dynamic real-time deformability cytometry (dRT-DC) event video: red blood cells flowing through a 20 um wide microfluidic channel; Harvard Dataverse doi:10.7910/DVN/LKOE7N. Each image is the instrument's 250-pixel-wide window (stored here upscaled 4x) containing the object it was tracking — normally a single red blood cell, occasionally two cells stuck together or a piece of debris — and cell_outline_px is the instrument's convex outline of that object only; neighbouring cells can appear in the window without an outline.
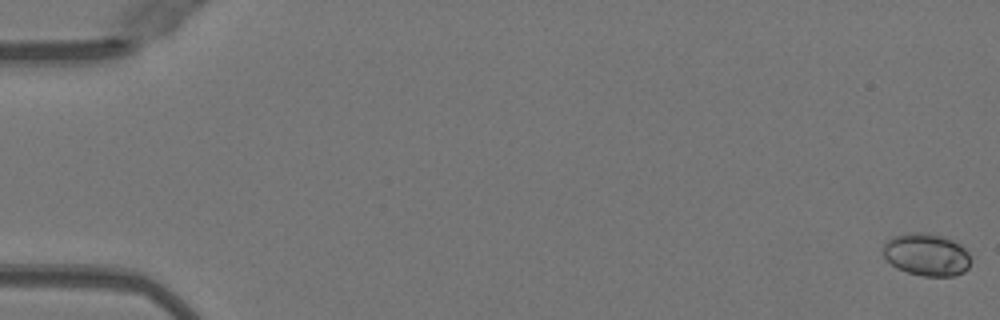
{"species": "Egyptian fruit bat (a non-hibernating species)", "species_latin": "Rousettus aegyptiacus", "temperature_condition": "warm", "stored_images_in_passage": 19, "camera_frame_rate_fps": 3000, "um_per_image_px": 0.085, "animal": {"sex": "female"}, "frame": {"image": 1, "passage_image": 1, "time_ms": 0.0, "image_size_px": [1000, 320], "cell_outline_px": [[972, 260], [968, 268], [964, 272], [956, 276], [924, 276], [908, 272], [896, 268], [884, 256], [884, 244], [892, 236], [912, 232], [920, 232], [944, 236], [960, 244], [968, 252]], "centroid_in_image_um": [78.79, 21.64], "position_along_channel_um": 6.2, "area_um2": 21.73}}
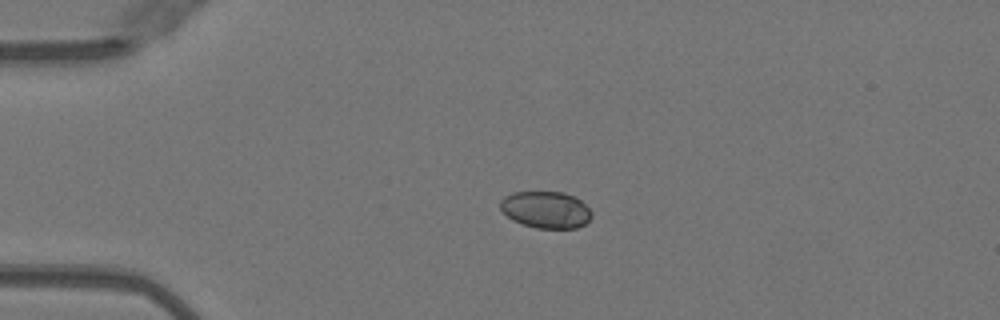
{"frame": {"image": 2, "passage_image": 13, "time_ms": 4.0, "image_size_px": [1000, 320], "cell_outline_px": [[592, 216], [584, 224], [576, 228], [536, 228], [512, 220], [500, 208], [500, 200], [504, 196], [512, 192], [564, 192], [580, 200], [592, 212]], "centroid_in_image_um": [46.38, 17.82], "position_along_channel_um": 38.6, "area_um2": 19.48}}
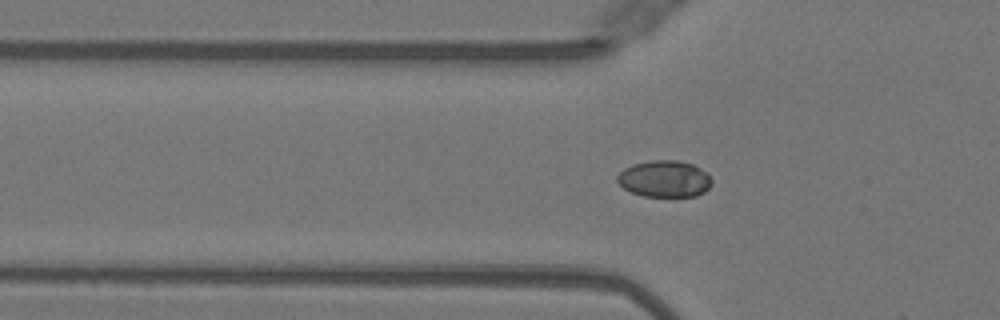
{"frame": {"image": 3, "passage_image": 18, "time_ms": 5.667, "image_size_px": [1000, 320], "cell_outline_px": [[712, 184], [704, 192], [696, 196], [644, 196], [632, 192], [624, 188], [616, 180], [616, 176], [624, 168], [632, 164], [648, 160], [676, 160], [692, 164], [708, 172], [712, 180]], "centroid_in_image_um": [56.49, 15.19], "position_along_channel_um": 69.3, "area_um2": 20.29}}